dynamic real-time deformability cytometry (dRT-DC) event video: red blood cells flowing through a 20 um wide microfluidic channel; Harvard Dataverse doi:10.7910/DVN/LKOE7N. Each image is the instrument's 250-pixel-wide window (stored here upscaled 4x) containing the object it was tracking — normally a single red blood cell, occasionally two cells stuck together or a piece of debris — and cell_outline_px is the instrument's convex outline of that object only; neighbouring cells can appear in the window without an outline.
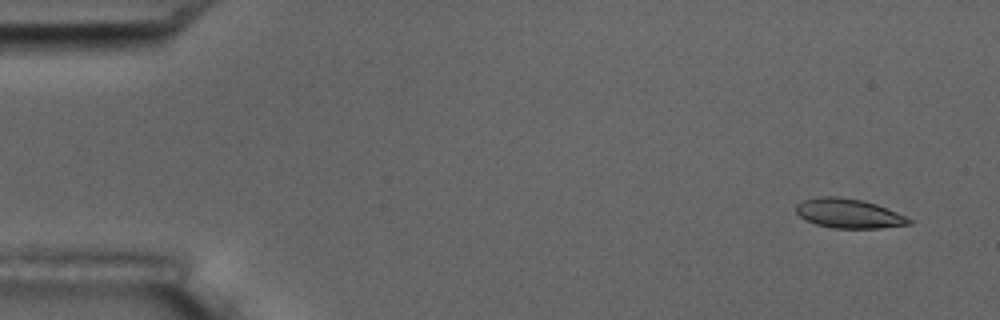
{"species": "common noctule bat (a hibernating species)", "species_latin": "Nyctalus noctula", "temperature_condition": "room temperature", "stored_images_in_passage": 5, "camera_frame_rate_fps": 3000, "um_per_image_px": 0.085, "animal": {"sex": "male", "body_mass_g": 17.5, "forearm_length_mm": 52.3}, "frame": {"image": 1, "passage_image": 1, "time_ms": 0.0, "image_size_px": [1000, 320], "cell_outline_px": [[912, 224], [880, 228], [832, 228], [816, 224], [800, 216], [796, 212], [796, 204], [804, 200], [820, 196], [836, 196], [864, 200], [888, 208], [912, 220]], "centroid_in_image_um": [72.15, 18.14], "position_along_channel_um": 12.9, "area_um2": 19.31}}
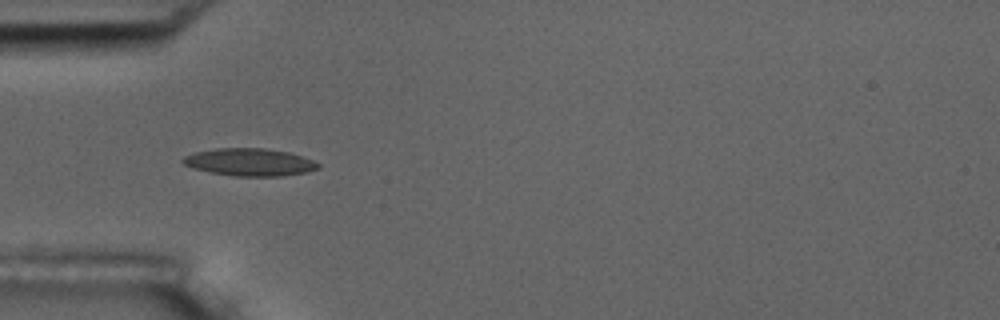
{"frame": {"image": 2, "passage_image": 5, "time_ms": 4.667, "image_size_px": [1000, 320], "cell_outline_px": [[320, 168], [304, 172], [280, 176], [236, 176], [208, 172], [192, 168], [184, 164], [180, 160], [184, 156], [196, 152], [216, 148], [264, 148], [288, 152], [312, 160], [320, 164]], "centroid_in_image_um": [21.18, 13.78], "position_along_channel_um": 63.8, "area_um2": 21.56}}